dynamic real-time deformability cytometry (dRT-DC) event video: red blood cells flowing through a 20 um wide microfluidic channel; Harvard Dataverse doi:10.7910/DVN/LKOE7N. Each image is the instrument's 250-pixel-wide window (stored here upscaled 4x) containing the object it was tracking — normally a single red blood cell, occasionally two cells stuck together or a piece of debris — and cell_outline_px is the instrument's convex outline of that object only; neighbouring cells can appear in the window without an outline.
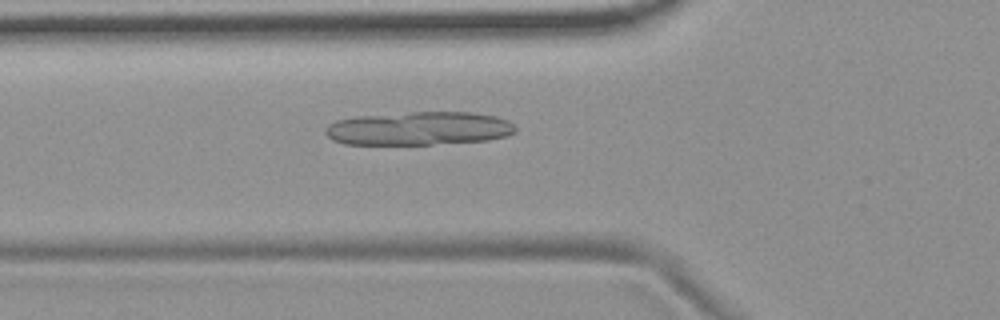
{"species": "common noctule bat (a hibernating species)", "species_latin": "Nyctalus noctula", "temperature_condition": "room temperature", "stored_images_in_passage": 32, "camera_frame_rate_fps": 3000, "um_per_image_px": 0.085, "animal": {"sex": "female", "body_mass_g": 19.9}, "frame": {"image": 1, "passage_image": 3, "time_ms": 0.667, "image_size_px": [1000, 320], "cell_outline_px": [[516, 132], [508, 136], [488, 140], [432, 144], [344, 144], [332, 140], [324, 132], [324, 128], [328, 124], [336, 120], [356, 116], [412, 112], [472, 112], [496, 116], [508, 120], [516, 124]], "centroid_in_image_um": [35.62, 10.91], "position_along_channel_um": 90.2, "area_um2": 37.4}}
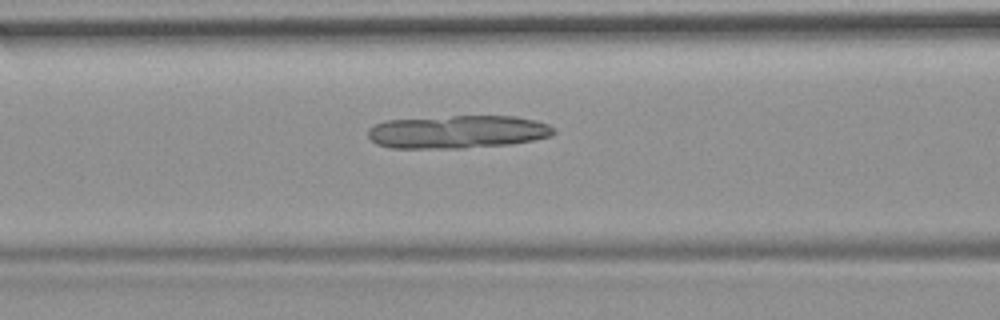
{"frame": {"image": 2, "passage_image": 6, "time_ms": 1.667, "image_size_px": [1000, 320], "cell_outline_px": [[556, 132], [552, 136], [512, 144], [464, 148], [392, 148], [376, 144], [368, 136], [368, 128], [376, 124], [388, 120], [452, 116], [516, 116], [536, 120], [548, 124]], "centroid_in_image_um": [38.91, 11.21], "position_along_channel_um": 127.7, "area_um2": 35.84}}
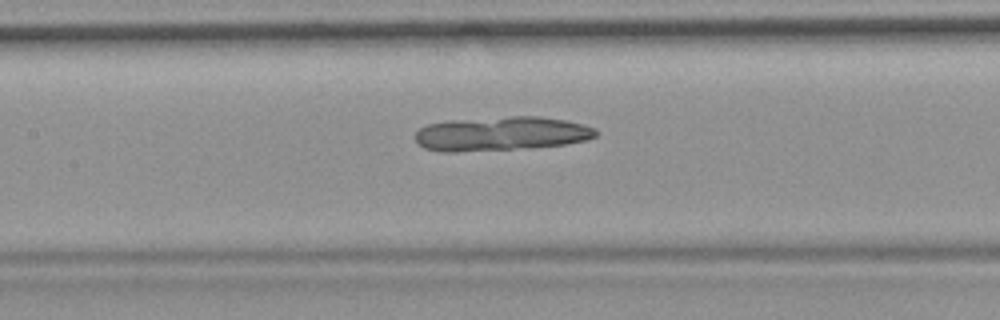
{"frame": {"image": 3, "passage_image": 9, "time_ms": 2.667, "image_size_px": [1000, 320], "cell_outline_px": [[596, 136], [588, 140], [564, 144], [532, 148], [456, 152], [444, 152], [424, 148], [416, 140], [416, 132], [420, 128], [428, 124], [452, 120], [512, 116], [540, 116], [564, 120], [584, 124], [596, 128]], "centroid_in_image_um": [42.63, 11.37], "position_along_channel_um": 164.8, "area_um2": 36.07}}